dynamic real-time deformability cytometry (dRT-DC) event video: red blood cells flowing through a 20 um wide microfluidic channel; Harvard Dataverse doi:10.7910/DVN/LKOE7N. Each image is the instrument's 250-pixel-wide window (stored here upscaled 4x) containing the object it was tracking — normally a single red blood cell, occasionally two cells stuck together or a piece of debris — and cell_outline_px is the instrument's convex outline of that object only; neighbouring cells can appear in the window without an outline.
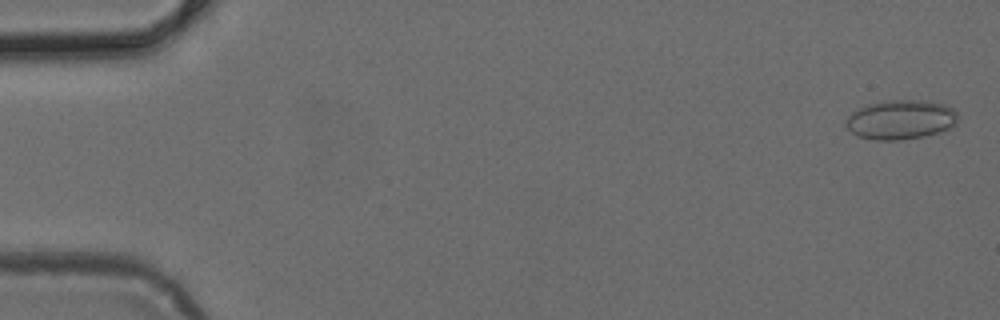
{"species": "common noctule bat (a hibernating species)", "species_latin": "Nyctalus noctula", "temperature_condition": "cold", "stored_images_in_passage": 5, "camera_frame_rate_fps": 3000, "um_per_image_px": 0.085, "animal": {"sex": "female", "body_mass_g": 24.6, "forearm_length_mm": 56.2}, "frame": {"image": 1, "passage_image": 1, "time_ms": 0.0, "image_size_px": [1000, 320], "cell_outline_px": [[956, 124], [952, 128], [940, 132], [924, 136], [900, 140], [872, 140], [860, 136], [852, 132], [844, 124], [844, 120], [852, 112], [868, 104], [888, 100], [924, 100], [944, 104], [952, 108], [956, 112]], "centroid_in_image_um": [76.56, 10.17], "position_along_channel_um": 8.4, "area_um2": 25.78}}